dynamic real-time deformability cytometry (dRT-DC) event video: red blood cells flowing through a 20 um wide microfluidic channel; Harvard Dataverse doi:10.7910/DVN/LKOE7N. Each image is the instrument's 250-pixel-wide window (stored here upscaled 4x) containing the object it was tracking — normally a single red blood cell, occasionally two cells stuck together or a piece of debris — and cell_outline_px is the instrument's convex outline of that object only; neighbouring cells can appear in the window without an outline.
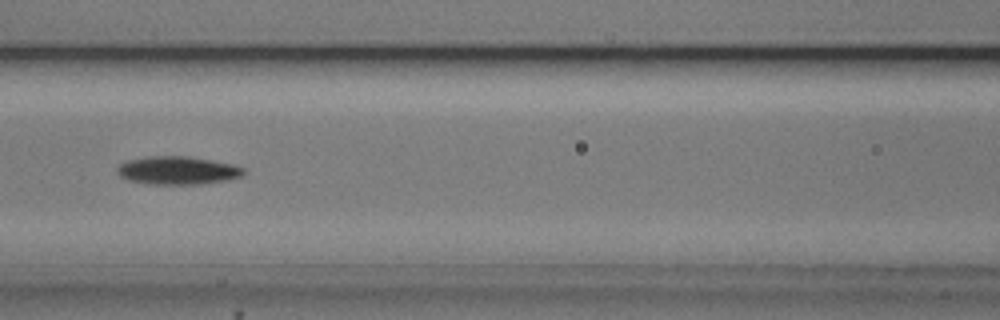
{"species": "common noctule bat (a hibernating species)", "species_latin": "Nyctalus noctula", "temperature_condition": "cold", "stored_images_in_passage": 53, "camera_frame_rate_fps": 3000, "um_per_image_px": 0.085, "animal": {"sex": "male", "body_mass_g": 20.5, "forearm_length_mm": 52.5}, "frame": {"image": 1, "passage_image": 23, "time_ms": 7.333, "image_size_px": [1000, 320], "cell_outline_px": [[248, 172], [244, 176], [204, 184], [152, 184], [128, 180], [120, 176], [116, 172], [116, 168], [120, 164], [128, 160], [148, 156], [188, 156], [212, 160], [232, 164], [244, 168]], "centroid_in_image_um": [15.12, 14.48], "position_along_channel_um": 151.5, "area_um2": 20.87}}
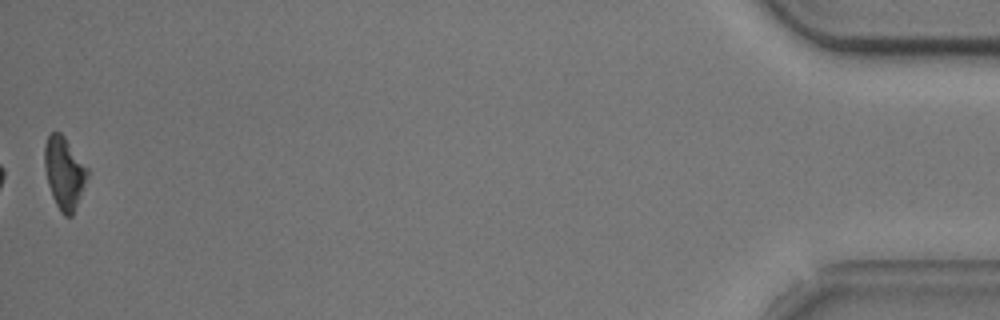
{"frame": {"image": 2, "passage_image": 53, "time_ms": 17.333, "image_size_px": [1000, 320], "cell_outline_px": [[88, 176], [84, 188], [72, 216], [64, 216], [60, 212], [52, 196], [48, 184], [44, 168], [44, 144], [48, 136], [52, 132], [60, 132], [64, 136], [88, 168]], "centroid_in_image_um": [5.45, 14.69], "position_along_channel_um": 429.7, "area_um2": 18.03}, "authors_computed_cell_mechanics": {"area_um2": 20.2878, "velocity_mm_per_s": 3.7434, "shape_relaxation_time_tau1_ms": 2.1816, "shape_relaxation_time_tau2_ms": null, "deformation_change_tau1": 0.1112, "deformation_change_tau2": null}}